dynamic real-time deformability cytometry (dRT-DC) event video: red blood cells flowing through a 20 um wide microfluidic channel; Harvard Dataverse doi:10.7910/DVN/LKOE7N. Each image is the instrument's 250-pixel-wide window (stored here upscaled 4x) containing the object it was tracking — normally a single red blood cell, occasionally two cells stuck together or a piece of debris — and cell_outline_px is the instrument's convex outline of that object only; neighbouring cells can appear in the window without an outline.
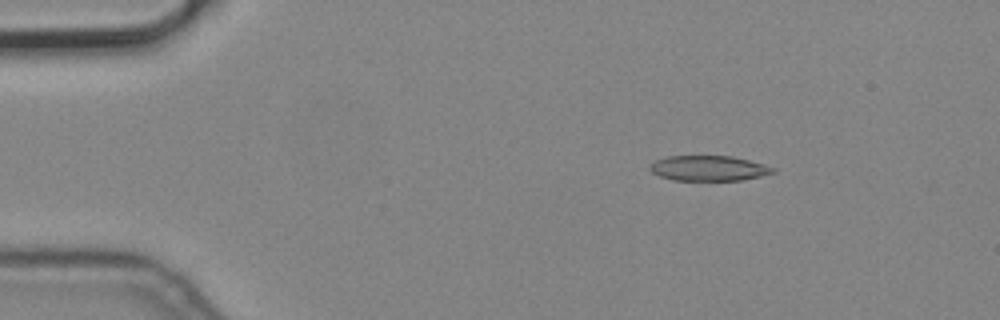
{"species": "common noctule bat (a hibernating species)", "species_latin": "Nyctalus noctula", "temperature_condition": "cold", "stored_images_in_passage": 6, "camera_frame_rate_fps": 3000, "um_per_image_px": 0.085, "animal": {"sex": "male", "body_mass_g": 19.2, "forearm_length_mm": 51.8}, "frame": {"image": 1, "passage_image": 3, "time_ms": 0.667, "image_size_px": [1000, 320], "cell_outline_px": [[776, 172], [760, 176], [740, 180], [672, 180], [660, 176], [652, 172], [648, 168], [648, 164], [656, 160], [668, 156], [732, 156], [764, 164], [776, 168]], "centroid_in_image_um": [60.22, 14.3], "position_along_channel_um": 24.8, "area_um2": 18.09}}
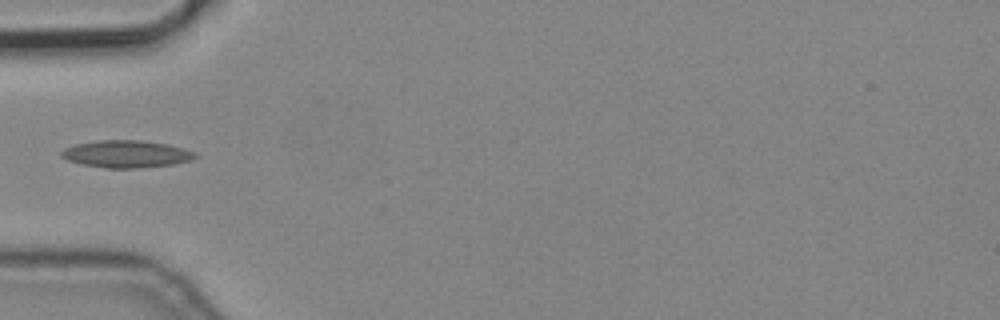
{"frame": {"image": 2, "passage_image": 6, "time_ms": 1.667, "image_size_px": [1000, 320], "cell_outline_px": [[200, 156], [192, 160], [172, 164], [136, 168], [108, 168], [84, 164], [68, 160], [60, 156], [60, 152], [64, 148], [76, 144], [96, 140], [140, 140], [168, 144], [184, 148], [196, 152]], "centroid_in_image_um": [10.77, 13.08], "position_along_channel_um": 74.2, "area_um2": 21.27}}